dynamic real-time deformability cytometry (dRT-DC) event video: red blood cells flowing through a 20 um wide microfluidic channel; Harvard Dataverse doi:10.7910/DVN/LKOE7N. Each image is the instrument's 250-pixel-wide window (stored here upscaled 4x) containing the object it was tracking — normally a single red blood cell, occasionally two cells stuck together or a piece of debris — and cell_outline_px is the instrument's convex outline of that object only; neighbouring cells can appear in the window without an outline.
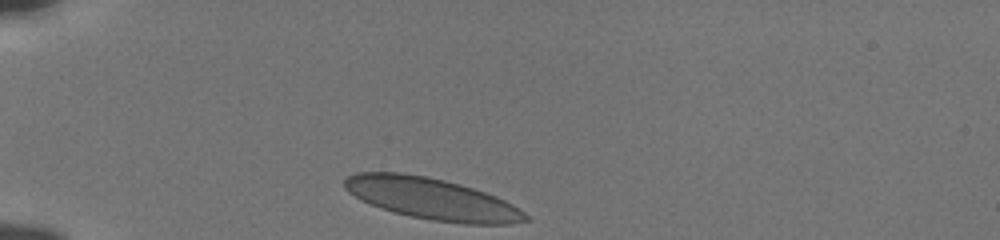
{"species": "human", "species_latin": "Homo sapiens", "temperature_condition": "cold", "stored_images_in_passage": 32, "camera_frame_rate_fps": 3000, "um_per_image_px": 0.085, "donor": {"sex": "male"}, "frame": {"image": 1, "passage_image": 1, "time_ms": 0.0, "image_size_px": [1000, 240], "cell_outline_px": [[532, 220], [508, 224], [464, 224], [432, 220], [412, 216], [380, 208], [360, 200], [348, 192], [344, 188], [344, 180], [348, 176], [356, 172], [400, 172], [424, 176], [444, 180], [460, 184], [496, 196], [512, 204], [524, 212]], "centroid_in_image_um": [36.7, 16.89], "position_along_channel_um": 48.3, "area_um2": 43.64}}
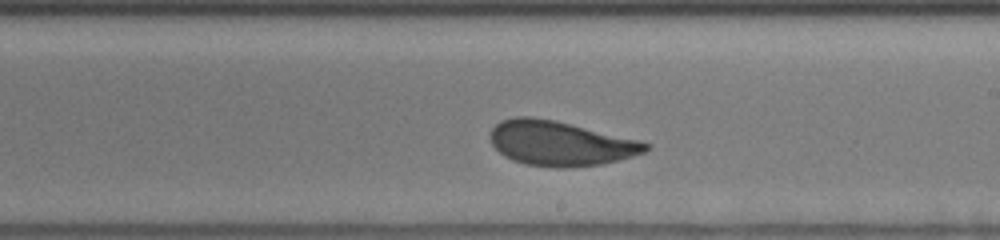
{"frame": {"image": 2, "passage_image": 19, "time_ms": 6.0, "image_size_px": [1000, 240], "cell_outline_px": [[652, 148], [644, 152], [632, 156], [600, 164], [568, 168], [556, 168], [524, 164], [512, 160], [504, 156], [492, 144], [488, 136], [492, 128], [500, 120], [516, 116], [532, 116], [556, 120], [640, 140], [652, 144]], "centroid_in_image_um": [47.61, 12.17], "position_along_channel_um": 241.4, "area_um2": 40.86}}
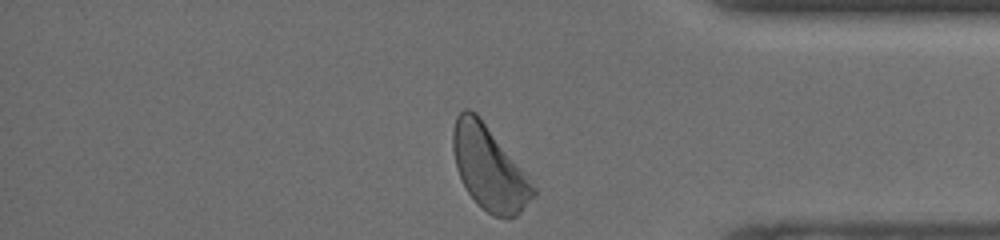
{"frame": {"image": 3, "passage_image": 32, "time_ms": 10.333, "image_size_px": [1000, 240], "cell_outline_px": [[536, 196], [516, 216], [508, 220], [492, 216], [476, 204], [468, 192], [456, 168], [452, 148], [452, 132], [456, 116], [464, 108], [468, 108], [476, 112], [480, 116], [528, 176], [536, 188]], "centroid_in_image_um": [41.58, 14.3], "position_along_channel_um": 393.6, "area_um2": 39.48}, "authors_computed_cell_mechanics": {"area_um2": 40.3733, "velocity_mm_per_s": 3.7874, "shape_relaxation_time_tau1_ms": 3.3162, "shape_relaxation_time_tau2_ms": null, "deformation_change_tau1": 0.106, "deformation_change_tau2": null}}